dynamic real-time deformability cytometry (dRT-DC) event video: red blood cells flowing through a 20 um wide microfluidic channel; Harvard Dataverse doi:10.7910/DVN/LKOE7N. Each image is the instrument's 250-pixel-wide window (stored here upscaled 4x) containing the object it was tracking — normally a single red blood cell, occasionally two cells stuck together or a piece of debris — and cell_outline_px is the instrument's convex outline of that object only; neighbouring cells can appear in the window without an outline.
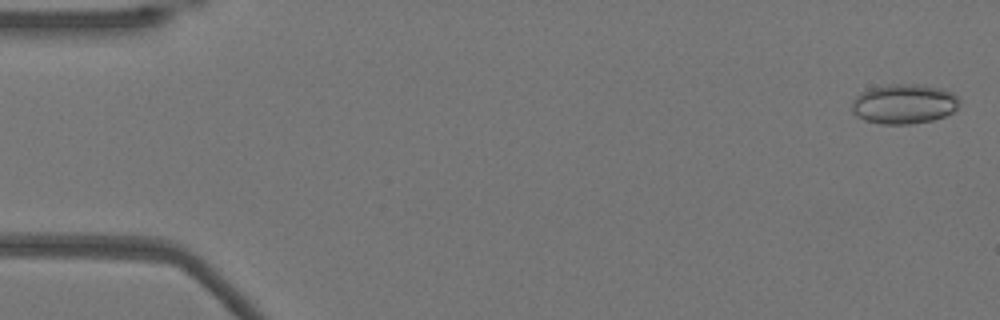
{"species": "Egyptian fruit bat (a non-hibernating species)", "species_latin": "Rousettus aegyptiacus", "temperature_condition": "warm", "stored_images_in_passage": 53, "camera_frame_rate_fps": 3000, "um_per_image_px": 0.085, "animal": {"sex": "female"}, "frame": {"image": 1, "passage_image": 2, "time_ms": 0.333, "image_size_px": [1000, 320], "cell_outline_px": [[960, 104], [952, 112], [944, 116], [932, 120], [912, 124], [880, 124], [864, 120], [856, 116], [852, 112], [852, 100], [860, 92], [872, 88], [888, 84], [916, 84], [944, 88], [952, 92], [960, 100]], "centroid_in_image_um": [76.83, 8.83], "position_along_channel_um": 8.2, "area_um2": 25.14}}
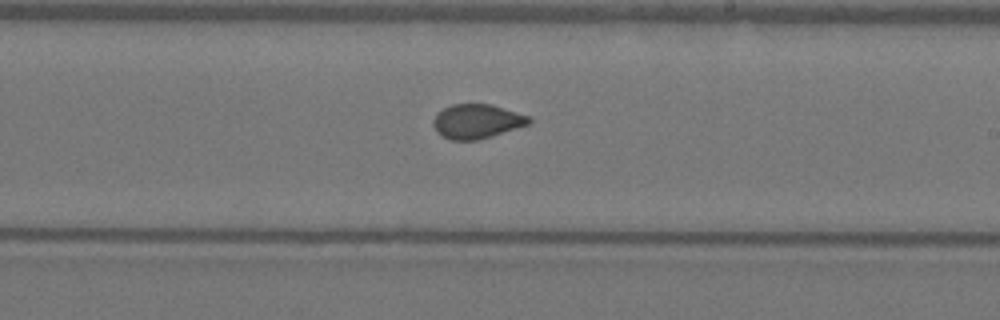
{"frame": {"image": 2, "passage_image": 31, "time_ms": 10.0, "image_size_px": [1000, 320], "cell_outline_px": [[532, 120], [528, 124], [492, 136], [476, 140], [448, 140], [436, 132], [432, 124], [432, 120], [436, 112], [452, 104], [492, 104], [528, 116]], "centroid_in_image_um": [40.47, 10.31], "position_along_channel_um": 248.5, "area_um2": 19.19}}
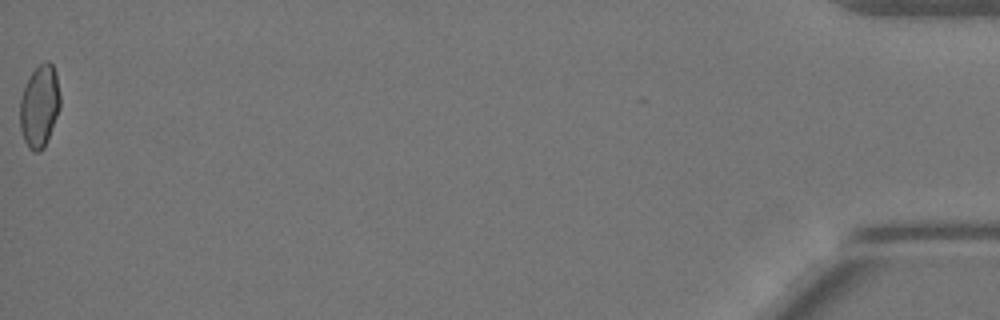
{"frame": {"image": 3, "passage_image": 53, "time_ms": 17.333, "image_size_px": [1000, 320], "cell_outline_px": [[60, 108], [44, 148], [40, 152], [32, 152], [28, 148], [24, 140], [20, 128], [20, 100], [24, 88], [32, 72], [40, 64], [48, 60], [52, 64], [56, 72], [60, 92]], "centroid_in_image_um": [3.37, 9.04], "position_along_channel_um": 431.8, "area_um2": 19.31}}